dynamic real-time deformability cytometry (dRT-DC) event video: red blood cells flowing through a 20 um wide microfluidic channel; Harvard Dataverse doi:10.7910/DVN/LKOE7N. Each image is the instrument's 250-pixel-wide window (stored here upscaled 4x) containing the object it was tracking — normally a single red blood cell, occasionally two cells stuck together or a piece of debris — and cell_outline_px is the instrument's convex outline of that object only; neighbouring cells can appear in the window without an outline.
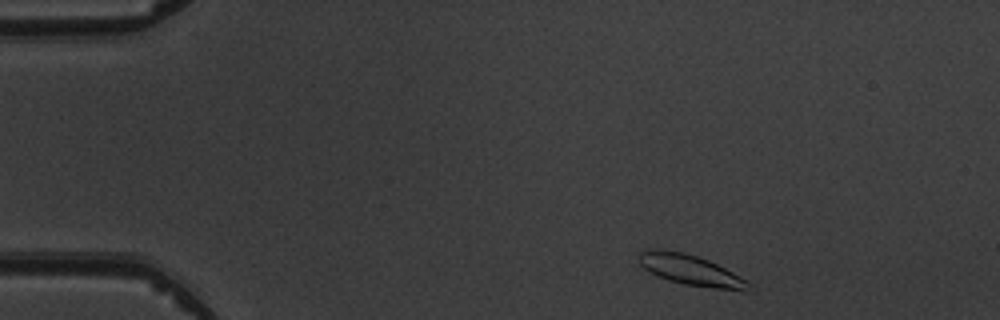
{"species": "common noctule bat (a hibernating species)", "species_latin": "Nyctalus noctula", "temperature_condition": "warm", "stored_images_in_passage": 4, "camera_frame_rate_fps": 3000, "um_per_image_px": 0.085, "animal": {"sex": "male", "body_mass_g": 19.5, "forearm_length_mm": 54.6}, "frame": {"image": 1, "passage_image": 1, "time_ms": 0.0, "image_size_px": [1000, 320], "cell_outline_px": [[756, 288], [744, 292], [712, 288], [684, 284], [668, 280], [644, 268], [636, 260], [636, 256], [644, 248], [656, 248], [684, 252], [708, 260], [732, 272], [752, 284]], "centroid_in_image_um": [58.71, 22.96], "position_along_channel_um": 26.3, "area_um2": 19.83}}
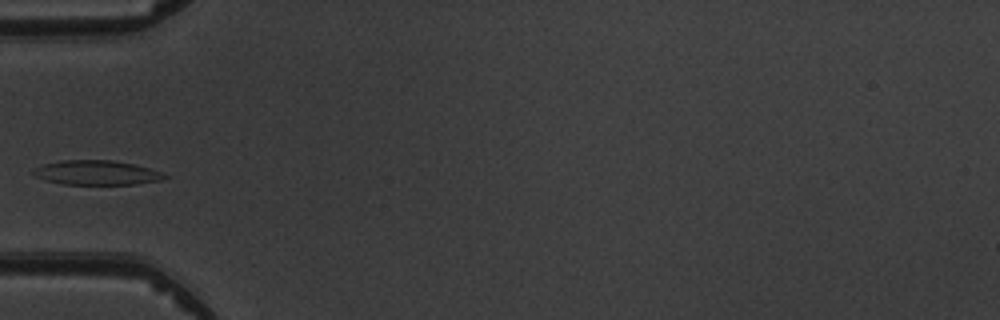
{"frame": {"image": 2, "passage_image": 3, "time_ms": 3.333, "image_size_px": [1000, 320], "cell_outline_px": [[168, 176], [160, 180], [136, 184], [64, 184], [44, 180], [28, 172], [44, 164], [60, 160], [112, 160], [132, 164], [148, 168], [160, 172]], "centroid_in_image_um": [8.15, 14.67], "position_along_channel_um": 76.9, "area_um2": 18.55}}
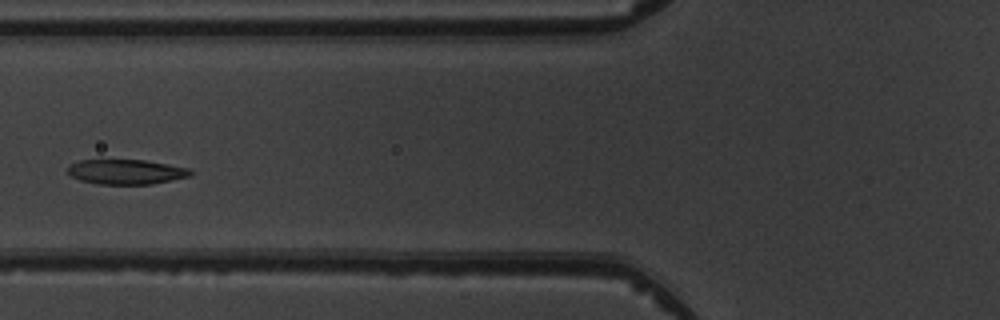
{"frame": {"image": 3, "passage_image": 4, "time_ms": 4.333, "image_size_px": [1000, 320], "cell_outline_px": [[192, 176], [152, 184], [96, 184], [80, 180], [72, 176], [68, 172], [68, 168], [72, 164], [80, 160], [144, 160], [168, 164], [188, 168], [192, 172]], "centroid_in_image_um": [10.75, 14.61], "position_along_channel_um": 115.1, "area_um2": 17.69}}